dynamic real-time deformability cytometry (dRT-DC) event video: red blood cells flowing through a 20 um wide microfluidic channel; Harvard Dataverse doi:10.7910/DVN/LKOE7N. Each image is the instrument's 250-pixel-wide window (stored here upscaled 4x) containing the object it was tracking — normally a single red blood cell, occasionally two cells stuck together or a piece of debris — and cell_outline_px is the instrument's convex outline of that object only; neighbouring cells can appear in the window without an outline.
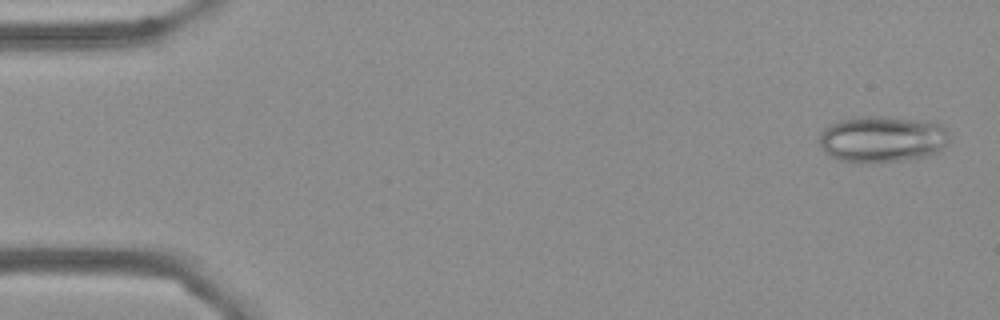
{"species": "Egyptian fruit bat (a non-hibernating species)", "species_latin": "Rousettus aegyptiacus", "temperature_condition": "cold", "stored_images_in_passage": 55, "camera_frame_rate_fps": 3000, "um_per_image_px": 0.085, "frame": {"image": 1, "passage_image": 2, "time_ms": 0.333, "image_size_px": [1000, 320], "cell_outline_px": [[948, 140], [936, 152], [928, 156], [900, 160], [840, 160], [824, 152], [820, 144], [820, 132], [824, 128], [840, 120], [852, 116], [884, 116], [936, 120], [948, 132]], "centroid_in_image_um": [75.01, 11.75], "position_along_channel_um": 10.0, "area_um2": 34.8}}
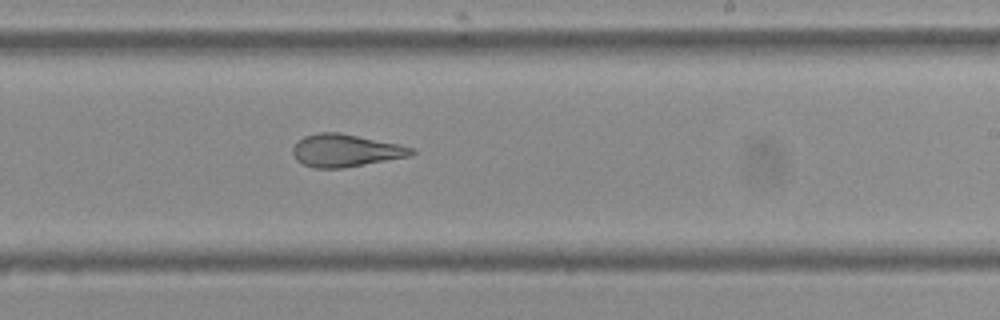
{"frame": {"image": 2, "passage_image": 33, "time_ms": 10.667, "image_size_px": [1000, 320], "cell_outline_px": [[416, 152], [412, 156], [344, 168], [312, 168], [296, 160], [292, 152], [292, 148], [304, 136], [316, 132], [340, 132], [400, 144], [416, 148]], "centroid_in_image_um": [29.42, 12.79], "position_along_channel_um": 259.6, "area_um2": 22.83}}
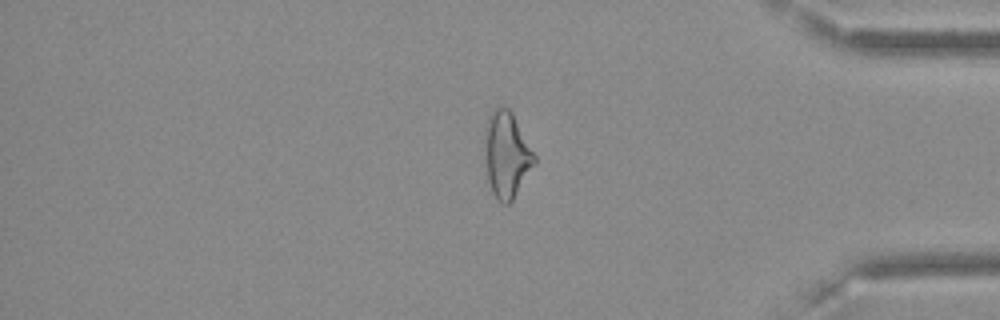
{"frame": {"image": 3, "passage_image": 46, "time_ms": 15.0, "image_size_px": [1000, 320], "cell_outline_px": [[536, 164], [512, 200], [508, 204], [504, 204], [492, 192], [488, 180], [488, 116], [496, 108], [508, 108], [512, 112], [536, 156]], "centroid_in_image_um": [43.15, 13.19], "position_along_channel_um": 392.1, "area_um2": 23.58}, "authors_computed_cell_mechanics": {"area_um2": 24.9696, "velocity_mm_per_s": 3.6372, "shape_relaxation_time_tau1_ms": 10.18, "shape_relaxation_time_tau2_ms": 1.9218, "deformation_change_tau1": 0.1909, "deformation_change_tau2": 0.1023}}